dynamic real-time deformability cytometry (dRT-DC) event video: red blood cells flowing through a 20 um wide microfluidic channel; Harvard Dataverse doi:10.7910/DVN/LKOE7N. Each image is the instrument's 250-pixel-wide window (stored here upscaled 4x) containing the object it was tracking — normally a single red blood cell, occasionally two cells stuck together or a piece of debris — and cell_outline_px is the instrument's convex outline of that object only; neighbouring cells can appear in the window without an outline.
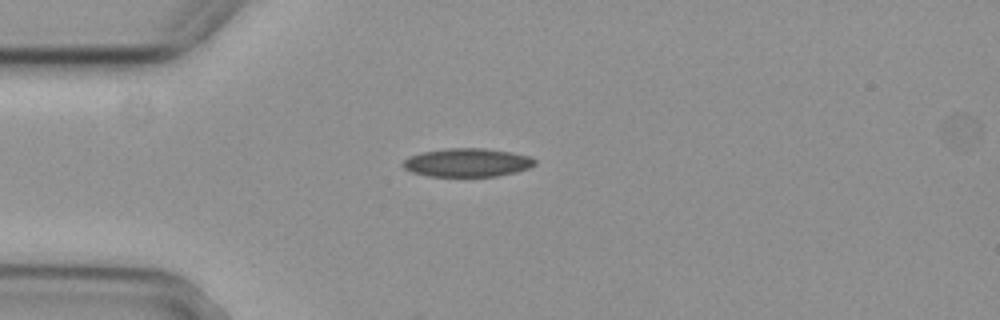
{"species": "common noctule bat (a hibernating species)", "species_latin": "Nyctalus noctula", "temperature_condition": "cold", "stored_images_in_passage": 2, "camera_frame_rate_fps": 3000, "um_per_image_px": 0.085, "animal": {"sex": "female", "body_mass_g": 29.2, "forearm_length_mm": 56.3}, "frame": {"image": 1, "passage_image": 2, "time_ms": 0.333, "image_size_px": [1000, 320], "cell_outline_px": [[536, 164], [528, 168], [516, 172], [496, 176], [428, 176], [412, 172], [404, 168], [400, 164], [408, 156], [420, 152], [448, 148], [484, 148], [512, 152], [528, 156], [536, 160]], "centroid_in_image_um": [39.68, 13.81], "position_along_channel_um": 45.3, "area_um2": 21.96}}